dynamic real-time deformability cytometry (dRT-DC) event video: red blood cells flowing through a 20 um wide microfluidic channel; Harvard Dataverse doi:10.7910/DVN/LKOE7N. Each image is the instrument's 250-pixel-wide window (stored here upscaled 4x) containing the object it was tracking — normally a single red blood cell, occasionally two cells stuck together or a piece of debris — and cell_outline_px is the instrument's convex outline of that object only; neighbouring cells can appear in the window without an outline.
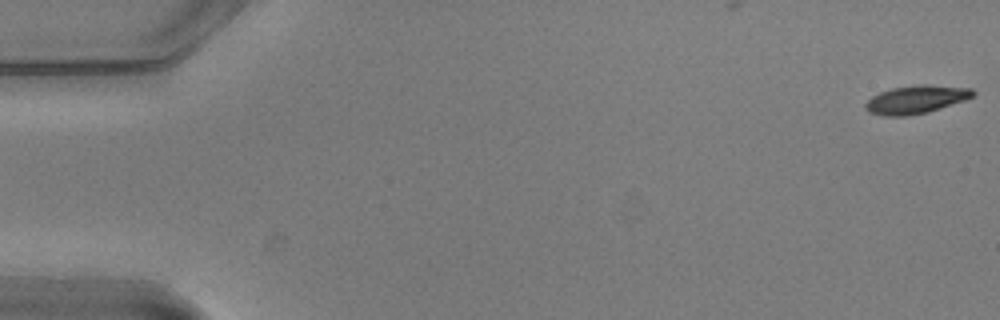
{"species": "common noctule bat (a hibernating species)", "species_latin": "Nyctalus noctula", "temperature_condition": "warm", "stored_images_in_passage": 12, "camera_frame_rate_fps": 3000, "um_per_image_px": 0.085, "animal": {"sex": "male", "body_mass_g": 20.5, "forearm_length_mm": 52.5}, "frame": {"image": 1, "passage_image": 1, "time_ms": 0.0, "image_size_px": [1000, 320], "cell_outline_px": [[976, 92], [972, 96], [964, 100], [928, 112], [908, 116], [884, 116], [868, 112], [864, 108], [864, 104], [872, 96], [880, 92], [892, 88], [920, 84], [928, 84], [972, 88]], "centroid_in_image_um": [77.84, 8.45], "position_along_channel_um": 7.2, "area_um2": 17.69}}